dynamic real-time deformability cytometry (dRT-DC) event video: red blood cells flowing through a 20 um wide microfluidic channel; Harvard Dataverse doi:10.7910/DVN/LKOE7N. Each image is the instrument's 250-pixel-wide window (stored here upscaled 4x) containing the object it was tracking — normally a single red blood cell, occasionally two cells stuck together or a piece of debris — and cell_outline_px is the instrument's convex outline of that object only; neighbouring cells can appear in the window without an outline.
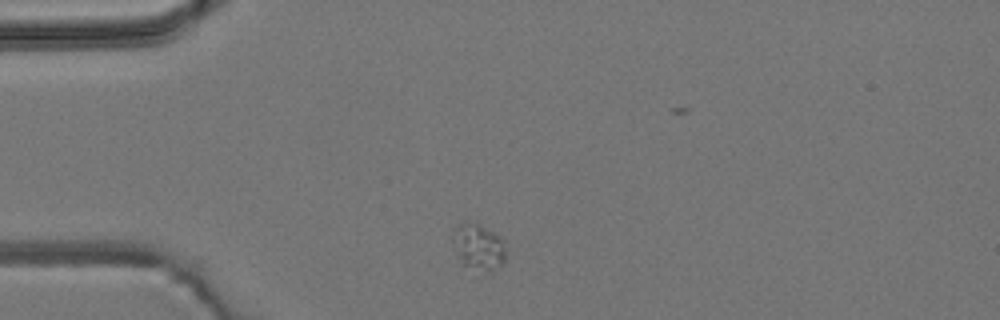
{"species": "common noctule bat (a hibernating species)", "species_latin": "Nyctalus noctula", "temperature_condition": "room temperature", "stored_images_in_passage": 8, "camera_frame_rate_fps": 3000, "um_per_image_px": 0.085, "animal": {"sex": "male", "body_mass_g": 19.2, "forearm_length_mm": 51.8}, "frame": {"image": 1, "passage_image": 1, "time_ms": 0.0, "image_size_px": [1000, 320], "cell_outline_px": [[504, 264], [484, 276], [476, 276], [460, 264], [452, 240], [452, 232], [460, 224], [480, 224], [500, 236], [504, 248]], "centroid_in_image_um": [40.65, 21.14], "position_along_channel_um": 44.4, "area_um2": 14.97}}